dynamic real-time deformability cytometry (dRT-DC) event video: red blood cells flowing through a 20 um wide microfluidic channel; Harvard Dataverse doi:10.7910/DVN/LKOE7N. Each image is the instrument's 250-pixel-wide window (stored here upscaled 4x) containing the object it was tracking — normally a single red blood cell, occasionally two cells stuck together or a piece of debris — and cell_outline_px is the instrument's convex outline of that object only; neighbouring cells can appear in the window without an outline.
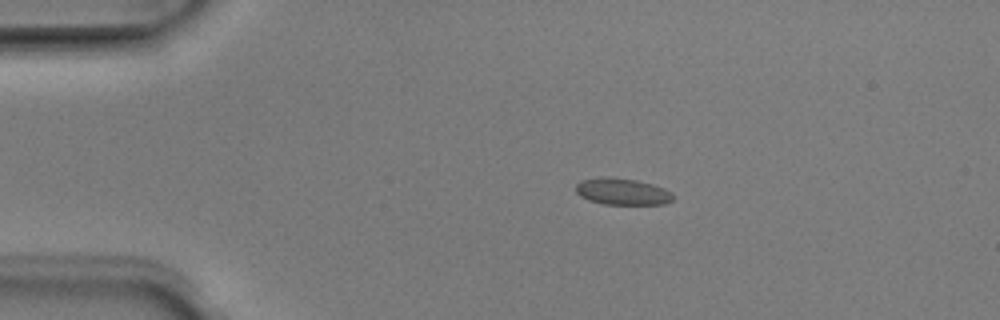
{"species": "Egyptian fruit bat (a non-hibernating species)", "species_latin": "Rousettus aegyptiacus", "temperature_condition": "room temperature", "stored_images_in_passage": 4, "camera_frame_rate_fps": 3000, "um_per_image_px": 0.085, "animal": {"sex": "male"}, "frame": {"image": 1, "passage_image": 2, "time_ms": 0.333, "image_size_px": [1000, 320], "cell_outline_px": [[672, 200], [664, 204], [604, 204], [588, 200], [580, 196], [576, 192], [576, 184], [580, 180], [600, 176], [604, 176], [636, 180], [652, 184], [664, 188], [672, 192]], "centroid_in_image_um": [52.86, 16.27], "position_along_channel_um": 32.1, "area_um2": 15.14}}
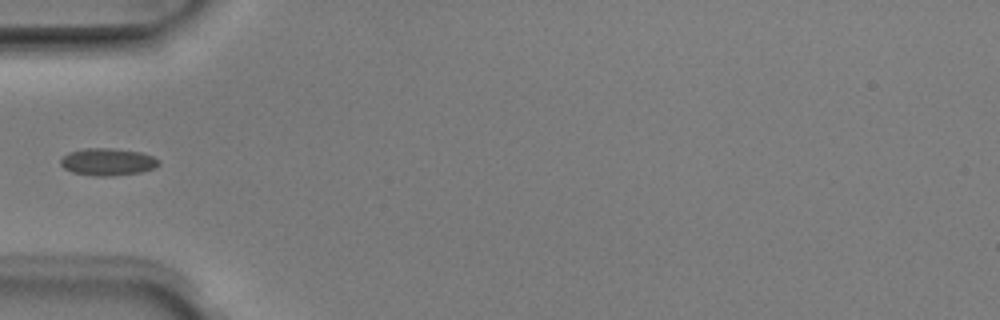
{"frame": {"image": 2, "passage_image": 4, "time_ms": 1.0, "image_size_px": [1000, 320], "cell_outline_px": [[160, 164], [156, 168], [140, 172], [112, 176], [96, 176], [72, 172], [64, 168], [60, 164], [60, 160], [68, 152], [84, 148], [112, 148], [140, 152], [152, 156], [160, 160]], "centroid_in_image_um": [9.16, 13.76], "position_along_channel_um": 75.8, "area_um2": 15.66}}